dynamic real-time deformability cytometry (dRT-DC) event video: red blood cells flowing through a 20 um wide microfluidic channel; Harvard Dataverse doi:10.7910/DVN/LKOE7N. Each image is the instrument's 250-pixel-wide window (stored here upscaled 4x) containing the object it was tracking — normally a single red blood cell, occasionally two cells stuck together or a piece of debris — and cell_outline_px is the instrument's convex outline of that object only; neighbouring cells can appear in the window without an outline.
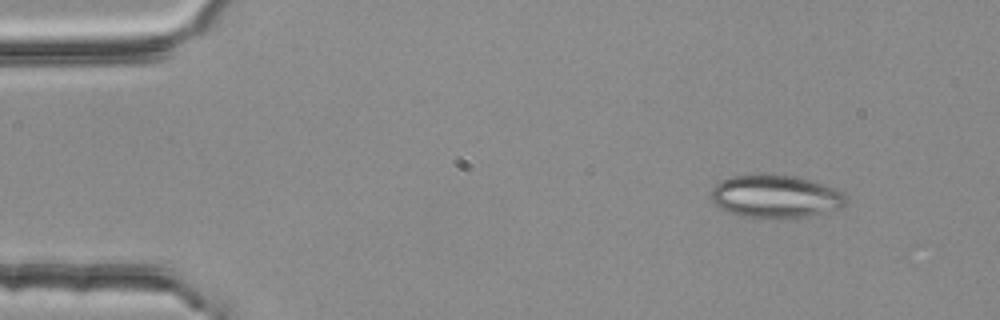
{"species": "common noctule bat (a hibernating species)", "species_latin": "Nyctalus noctula", "temperature_condition": "room temperature", "stored_images_in_passage": 4, "camera_frame_rate_fps": 3000, "um_per_image_px": 0.085, "animal": {"sex": "female", "body_mass_g": 25.1}, "frame": {"image": 1, "passage_image": 1, "time_ms": 0.0, "image_size_px": [1000, 320], "cell_outline_px": [[848, 204], [840, 208], [808, 216], [780, 220], [760, 220], [740, 216], [720, 208], [712, 204], [712, 188], [716, 184], [732, 176], [760, 172], [796, 176], [812, 180], [836, 188], [844, 192], [848, 196]], "centroid_in_image_um": [65.94, 16.71], "position_along_channel_um": 19.1, "area_um2": 35.14}}